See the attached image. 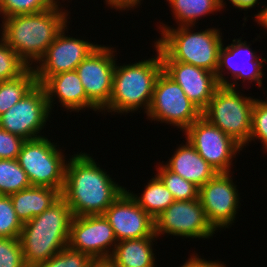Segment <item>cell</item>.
Listing matches in <instances>:
<instances>
[{
	"instance_id": "cell-1",
	"label": "cell",
	"mask_w": 267,
	"mask_h": 267,
	"mask_svg": "<svg viewBox=\"0 0 267 267\" xmlns=\"http://www.w3.org/2000/svg\"><path fill=\"white\" fill-rule=\"evenodd\" d=\"M69 160L61 196L73 216L103 215L125 188L112 181L89 154L80 152Z\"/></svg>"
},
{
	"instance_id": "cell-2",
	"label": "cell",
	"mask_w": 267,
	"mask_h": 267,
	"mask_svg": "<svg viewBox=\"0 0 267 267\" xmlns=\"http://www.w3.org/2000/svg\"><path fill=\"white\" fill-rule=\"evenodd\" d=\"M59 3L40 13L15 15L2 21L0 37L29 68L34 62L38 64L68 22L67 10L63 12Z\"/></svg>"
},
{
	"instance_id": "cell-3",
	"label": "cell",
	"mask_w": 267,
	"mask_h": 267,
	"mask_svg": "<svg viewBox=\"0 0 267 267\" xmlns=\"http://www.w3.org/2000/svg\"><path fill=\"white\" fill-rule=\"evenodd\" d=\"M71 208L61 196L43 213L23 223L19 236L27 267H36L68 246Z\"/></svg>"
},
{
	"instance_id": "cell-4",
	"label": "cell",
	"mask_w": 267,
	"mask_h": 267,
	"mask_svg": "<svg viewBox=\"0 0 267 267\" xmlns=\"http://www.w3.org/2000/svg\"><path fill=\"white\" fill-rule=\"evenodd\" d=\"M157 57L136 63L117 66L113 73L112 93L109 104L103 109L108 112L129 113L145 109L151 104L155 83L163 71L160 50L155 46Z\"/></svg>"
},
{
	"instance_id": "cell-5",
	"label": "cell",
	"mask_w": 267,
	"mask_h": 267,
	"mask_svg": "<svg viewBox=\"0 0 267 267\" xmlns=\"http://www.w3.org/2000/svg\"><path fill=\"white\" fill-rule=\"evenodd\" d=\"M163 24L161 38L154 44L160 50L162 61H178L216 73L219 50L223 45L220 30L209 28L191 31L193 26H178L177 29Z\"/></svg>"
},
{
	"instance_id": "cell-6",
	"label": "cell",
	"mask_w": 267,
	"mask_h": 267,
	"mask_svg": "<svg viewBox=\"0 0 267 267\" xmlns=\"http://www.w3.org/2000/svg\"><path fill=\"white\" fill-rule=\"evenodd\" d=\"M236 89L219 86L202 116L244 148L249 143L255 99L243 97Z\"/></svg>"
},
{
	"instance_id": "cell-7",
	"label": "cell",
	"mask_w": 267,
	"mask_h": 267,
	"mask_svg": "<svg viewBox=\"0 0 267 267\" xmlns=\"http://www.w3.org/2000/svg\"><path fill=\"white\" fill-rule=\"evenodd\" d=\"M57 145L43 136L25 140L17 161L26 172L31 186L63 190L66 160Z\"/></svg>"
},
{
	"instance_id": "cell-8",
	"label": "cell",
	"mask_w": 267,
	"mask_h": 267,
	"mask_svg": "<svg viewBox=\"0 0 267 267\" xmlns=\"http://www.w3.org/2000/svg\"><path fill=\"white\" fill-rule=\"evenodd\" d=\"M146 115L149 119L172 124L185 131L202 115V111L185 95L180 85L162 71L155 83Z\"/></svg>"
},
{
	"instance_id": "cell-9",
	"label": "cell",
	"mask_w": 267,
	"mask_h": 267,
	"mask_svg": "<svg viewBox=\"0 0 267 267\" xmlns=\"http://www.w3.org/2000/svg\"><path fill=\"white\" fill-rule=\"evenodd\" d=\"M50 115L47 95L42 85L36 84L19 102L0 115V128L24 140L43 137Z\"/></svg>"
},
{
	"instance_id": "cell-10",
	"label": "cell",
	"mask_w": 267,
	"mask_h": 267,
	"mask_svg": "<svg viewBox=\"0 0 267 267\" xmlns=\"http://www.w3.org/2000/svg\"><path fill=\"white\" fill-rule=\"evenodd\" d=\"M186 139L218 173L230 172L232 158L243 148L202 115L185 131Z\"/></svg>"
},
{
	"instance_id": "cell-11",
	"label": "cell",
	"mask_w": 267,
	"mask_h": 267,
	"mask_svg": "<svg viewBox=\"0 0 267 267\" xmlns=\"http://www.w3.org/2000/svg\"><path fill=\"white\" fill-rule=\"evenodd\" d=\"M155 235L210 238L215 229L209 223L199 199L174 201L155 219Z\"/></svg>"
},
{
	"instance_id": "cell-12",
	"label": "cell",
	"mask_w": 267,
	"mask_h": 267,
	"mask_svg": "<svg viewBox=\"0 0 267 267\" xmlns=\"http://www.w3.org/2000/svg\"><path fill=\"white\" fill-rule=\"evenodd\" d=\"M113 54L109 46L99 45L76 67L87 98L99 111L109 104L112 93L116 64Z\"/></svg>"
},
{
	"instance_id": "cell-13",
	"label": "cell",
	"mask_w": 267,
	"mask_h": 267,
	"mask_svg": "<svg viewBox=\"0 0 267 267\" xmlns=\"http://www.w3.org/2000/svg\"><path fill=\"white\" fill-rule=\"evenodd\" d=\"M67 25L58 33L55 40L38 61L32 66L37 84L42 85L50 76L75 71L76 67L99 45L65 36Z\"/></svg>"
},
{
	"instance_id": "cell-14",
	"label": "cell",
	"mask_w": 267,
	"mask_h": 267,
	"mask_svg": "<svg viewBox=\"0 0 267 267\" xmlns=\"http://www.w3.org/2000/svg\"><path fill=\"white\" fill-rule=\"evenodd\" d=\"M230 173H217L199 188L198 199L215 230L232 225L236 218L240 198Z\"/></svg>"
},
{
	"instance_id": "cell-15",
	"label": "cell",
	"mask_w": 267,
	"mask_h": 267,
	"mask_svg": "<svg viewBox=\"0 0 267 267\" xmlns=\"http://www.w3.org/2000/svg\"><path fill=\"white\" fill-rule=\"evenodd\" d=\"M117 242L104 215L73 216L68 241L70 248L87 253L93 259L110 258Z\"/></svg>"
},
{
	"instance_id": "cell-16",
	"label": "cell",
	"mask_w": 267,
	"mask_h": 267,
	"mask_svg": "<svg viewBox=\"0 0 267 267\" xmlns=\"http://www.w3.org/2000/svg\"><path fill=\"white\" fill-rule=\"evenodd\" d=\"M104 217L113 228L117 241L157 237L155 220L139 206L125 189L106 209Z\"/></svg>"
},
{
	"instance_id": "cell-17",
	"label": "cell",
	"mask_w": 267,
	"mask_h": 267,
	"mask_svg": "<svg viewBox=\"0 0 267 267\" xmlns=\"http://www.w3.org/2000/svg\"><path fill=\"white\" fill-rule=\"evenodd\" d=\"M241 39L242 38L233 39V42L225 48L224 45L221 46L219 50L218 67L215 73L218 84L219 86L235 88L239 86L237 85V80L242 79L243 82L245 80H251L249 82L254 81L257 83L258 87H261L263 79L262 67L264 65L262 63L266 61V59L260 58L259 56L257 57L255 55L256 52L252 51L249 44L247 45L246 41L243 42ZM225 69H227V71L229 70L235 82L231 83L232 81H230L229 83L223 76L222 72L223 70L225 71Z\"/></svg>"
},
{
	"instance_id": "cell-18",
	"label": "cell",
	"mask_w": 267,
	"mask_h": 267,
	"mask_svg": "<svg viewBox=\"0 0 267 267\" xmlns=\"http://www.w3.org/2000/svg\"><path fill=\"white\" fill-rule=\"evenodd\" d=\"M163 71L183 89L185 95L203 111L219 87L216 74L178 61H162Z\"/></svg>"
},
{
	"instance_id": "cell-19",
	"label": "cell",
	"mask_w": 267,
	"mask_h": 267,
	"mask_svg": "<svg viewBox=\"0 0 267 267\" xmlns=\"http://www.w3.org/2000/svg\"><path fill=\"white\" fill-rule=\"evenodd\" d=\"M42 86L45 89L50 111L52 110L53 99H57L62 107L67 110L77 111L86 108L99 110L88 98L84 91L78 73L75 71H67L50 76ZM54 96V98H53ZM85 108V109H84Z\"/></svg>"
},
{
	"instance_id": "cell-20",
	"label": "cell",
	"mask_w": 267,
	"mask_h": 267,
	"mask_svg": "<svg viewBox=\"0 0 267 267\" xmlns=\"http://www.w3.org/2000/svg\"><path fill=\"white\" fill-rule=\"evenodd\" d=\"M186 141V145L178 146L175 154L164 166L200 188L218 172L198 154L188 140Z\"/></svg>"
},
{
	"instance_id": "cell-21",
	"label": "cell",
	"mask_w": 267,
	"mask_h": 267,
	"mask_svg": "<svg viewBox=\"0 0 267 267\" xmlns=\"http://www.w3.org/2000/svg\"><path fill=\"white\" fill-rule=\"evenodd\" d=\"M60 197L59 190L39 186H31L10 195L16 216L22 224L43 213Z\"/></svg>"
},
{
	"instance_id": "cell-22",
	"label": "cell",
	"mask_w": 267,
	"mask_h": 267,
	"mask_svg": "<svg viewBox=\"0 0 267 267\" xmlns=\"http://www.w3.org/2000/svg\"><path fill=\"white\" fill-rule=\"evenodd\" d=\"M158 237H145L117 242L110 259L117 267H155L153 240Z\"/></svg>"
},
{
	"instance_id": "cell-23",
	"label": "cell",
	"mask_w": 267,
	"mask_h": 267,
	"mask_svg": "<svg viewBox=\"0 0 267 267\" xmlns=\"http://www.w3.org/2000/svg\"><path fill=\"white\" fill-rule=\"evenodd\" d=\"M179 26H195L198 18L220 11L225 7L223 0H167Z\"/></svg>"
},
{
	"instance_id": "cell-24",
	"label": "cell",
	"mask_w": 267,
	"mask_h": 267,
	"mask_svg": "<svg viewBox=\"0 0 267 267\" xmlns=\"http://www.w3.org/2000/svg\"><path fill=\"white\" fill-rule=\"evenodd\" d=\"M146 185L141 196L127 191L135 202L141 206L153 219L158 217L174 201L172 193L164 186L161 180L154 175Z\"/></svg>"
},
{
	"instance_id": "cell-25",
	"label": "cell",
	"mask_w": 267,
	"mask_h": 267,
	"mask_svg": "<svg viewBox=\"0 0 267 267\" xmlns=\"http://www.w3.org/2000/svg\"><path fill=\"white\" fill-rule=\"evenodd\" d=\"M36 84L32 67L15 79L0 82V115L19 102Z\"/></svg>"
},
{
	"instance_id": "cell-26",
	"label": "cell",
	"mask_w": 267,
	"mask_h": 267,
	"mask_svg": "<svg viewBox=\"0 0 267 267\" xmlns=\"http://www.w3.org/2000/svg\"><path fill=\"white\" fill-rule=\"evenodd\" d=\"M31 187L17 159H0V195L10 196Z\"/></svg>"
},
{
	"instance_id": "cell-27",
	"label": "cell",
	"mask_w": 267,
	"mask_h": 267,
	"mask_svg": "<svg viewBox=\"0 0 267 267\" xmlns=\"http://www.w3.org/2000/svg\"><path fill=\"white\" fill-rule=\"evenodd\" d=\"M159 166L158 170H156L158 172L156 176L172 193L175 201L198 199L199 188L196 185L168 170L164 164Z\"/></svg>"
},
{
	"instance_id": "cell-28",
	"label": "cell",
	"mask_w": 267,
	"mask_h": 267,
	"mask_svg": "<svg viewBox=\"0 0 267 267\" xmlns=\"http://www.w3.org/2000/svg\"><path fill=\"white\" fill-rule=\"evenodd\" d=\"M59 0H0V14L2 19L25 14H36L46 11L58 3Z\"/></svg>"
},
{
	"instance_id": "cell-29",
	"label": "cell",
	"mask_w": 267,
	"mask_h": 267,
	"mask_svg": "<svg viewBox=\"0 0 267 267\" xmlns=\"http://www.w3.org/2000/svg\"><path fill=\"white\" fill-rule=\"evenodd\" d=\"M29 67L16 52L1 38L0 41V82L21 76Z\"/></svg>"
},
{
	"instance_id": "cell-30",
	"label": "cell",
	"mask_w": 267,
	"mask_h": 267,
	"mask_svg": "<svg viewBox=\"0 0 267 267\" xmlns=\"http://www.w3.org/2000/svg\"><path fill=\"white\" fill-rule=\"evenodd\" d=\"M22 227L10 196L0 195V238H19Z\"/></svg>"
},
{
	"instance_id": "cell-31",
	"label": "cell",
	"mask_w": 267,
	"mask_h": 267,
	"mask_svg": "<svg viewBox=\"0 0 267 267\" xmlns=\"http://www.w3.org/2000/svg\"><path fill=\"white\" fill-rule=\"evenodd\" d=\"M93 258L87 253L66 246L59 253L36 267H89Z\"/></svg>"
},
{
	"instance_id": "cell-32",
	"label": "cell",
	"mask_w": 267,
	"mask_h": 267,
	"mask_svg": "<svg viewBox=\"0 0 267 267\" xmlns=\"http://www.w3.org/2000/svg\"><path fill=\"white\" fill-rule=\"evenodd\" d=\"M260 139L267 151V100L255 99L252 109L251 133L249 142Z\"/></svg>"
},
{
	"instance_id": "cell-33",
	"label": "cell",
	"mask_w": 267,
	"mask_h": 267,
	"mask_svg": "<svg viewBox=\"0 0 267 267\" xmlns=\"http://www.w3.org/2000/svg\"><path fill=\"white\" fill-rule=\"evenodd\" d=\"M0 267H27L19 238H0Z\"/></svg>"
},
{
	"instance_id": "cell-34",
	"label": "cell",
	"mask_w": 267,
	"mask_h": 267,
	"mask_svg": "<svg viewBox=\"0 0 267 267\" xmlns=\"http://www.w3.org/2000/svg\"><path fill=\"white\" fill-rule=\"evenodd\" d=\"M24 139L0 128V159H17Z\"/></svg>"
},
{
	"instance_id": "cell-35",
	"label": "cell",
	"mask_w": 267,
	"mask_h": 267,
	"mask_svg": "<svg viewBox=\"0 0 267 267\" xmlns=\"http://www.w3.org/2000/svg\"><path fill=\"white\" fill-rule=\"evenodd\" d=\"M106 4L108 6H111V8H114L116 10H127L130 8L133 9V7H137L138 4H140L141 0H105Z\"/></svg>"
},
{
	"instance_id": "cell-36",
	"label": "cell",
	"mask_w": 267,
	"mask_h": 267,
	"mask_svg": "<svg viewBox=\"0 0 267 267\" xmlns=\"http://www.w3.org/2000/svg\"><path fill=\"white\" fill-rule=\"evenodd\" d=\"M193 267H225V265L219 261H207L194 255Z\"/></svg>"
},
{
	"instance_id": "cell-37",
	"label": "cell",
	"mask_w": 267,
	"mask_h": 267,
	"mask_svg": "<svg viewBox=\"0 0 267 267\" xmlns=\"http://www.w3.org/2000/svg\"><path fill=\"white\" fill-rule=\"evenodd\" d=\"M230 3L241 10H248L257 4L258 0H229Z\"/></svg>"
},
{
	"instance_id": "cell-38",
	"label": "cell",
	"mask_w": 267,
	"mask_h": 267,
	"mask_svg": "<svg viewBox=\"0 0 267 267\" xmlns=\"http://www.w3.org/2000/svg\"><path fill=\"white\" fill-rule=\"evenodd\" d=\"M89 267H117L110 258L93 259Z\"/></svg>"
},
{
	"instance_id": "cell-39",
	"label": "cell",
	"mask_w": 267,
	"mask_h": 267,
	"mask_svg": "<svg viewBox=\"0 0 267 267\" xmlns=\"http://www.w3.org/2000/svg\"><path fill=\"white\" fill-rule=\"evenodd\" d=\"M257 19L256 22H258L259 25L265 27L267 29V6L263 8L256 16Z\"/></svg>"
},
{
	"instance_id": "cell-40",
	"label": "cell",
	"mask_w": 267,
	"mask_h": 267,
	"mask_svg": "<svg viewBox=\"0 0 267 267\" xmlns=\"http://www.w3.org/2000/svg\"><path fill=\"white\" fill-rule=\"evenodd\" d=\"M181 267H193V255Z\"/></svg>"
}]
</instances>
